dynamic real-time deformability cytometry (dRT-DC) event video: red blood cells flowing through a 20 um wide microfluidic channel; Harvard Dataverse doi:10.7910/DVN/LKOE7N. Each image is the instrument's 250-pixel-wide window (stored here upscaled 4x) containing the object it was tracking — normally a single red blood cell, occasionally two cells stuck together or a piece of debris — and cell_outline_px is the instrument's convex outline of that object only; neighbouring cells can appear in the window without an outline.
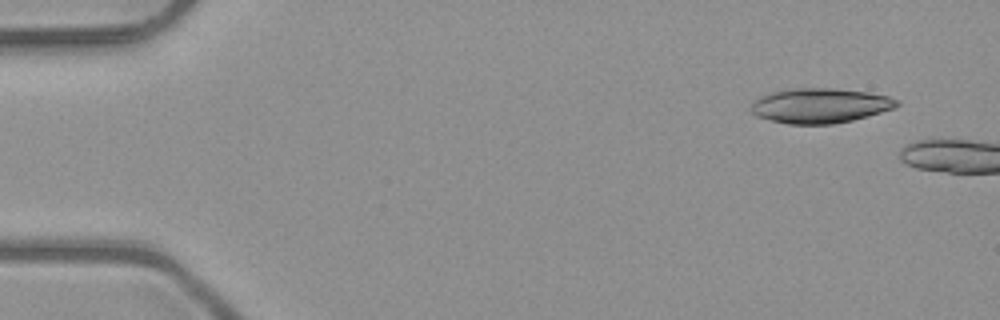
{"species": "common noctule bat (a hibernating species)", "species_latin": "Nyctalus noctula", "temperature_condition": "room temperature", "stored_images_in_passage": 4, "camera_frame_rate_fps": 3000, "um_per_image_px": 0.085, "animal": {"sex": "male", "body_mass_g": 23.1, "forearm_length_mm": 52.7}, "frame": {"image": 1, "passage_image": 4, "time_ms": 1.0, "image_size_px": [1000, 320], "cell_outline_px": [[900, 104], [896, 108], [868, 116], [852, 120], [832, 124], [788, 124], [756, 116], [748, 108], [760, 96], [772, 92], [792, 88], [832, 88], [868, 92], [888, 96], [900, 100]], "centroid_in_image_um": [69.73, 8.97], "position_along_channel_um": 15.3, "area_um2": 29.71}}